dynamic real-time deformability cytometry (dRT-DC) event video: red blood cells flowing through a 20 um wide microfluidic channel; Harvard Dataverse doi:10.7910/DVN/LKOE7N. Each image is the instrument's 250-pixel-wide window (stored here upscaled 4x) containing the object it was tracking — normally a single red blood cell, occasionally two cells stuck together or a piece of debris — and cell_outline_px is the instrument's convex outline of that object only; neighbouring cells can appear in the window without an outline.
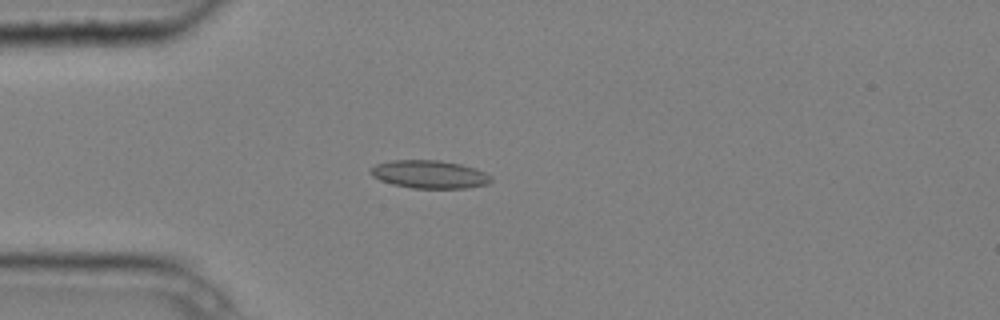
{"species": "common noctule bat (a hibernating species)", "species_latin": "Nyctalus noctula", "temperature_condition": "cold", "stored_images_in_passage": 4, "camera_frame_rate_fps": 3000, "um_per_image_px": 0.085, "animal": {"sex": "male", "body_mass_g": 20.4}, "frame": {"image": 1, "passage_image": 4, "time_ms": 1.0, "image_size_px": [1000, 320], "cell_outline_px": [[492, 180], [488, 184], [464, 188], [412, 188], [392, 184], [380, 180], [372, 176], [368, 172], [376, 164], [392, 160], [440, 160], [460, 164], [476, 168], [492, 176]], "centroid_in_image_um": [36.5, 14.82], "position_along_channel_um": 48.5, "area_um2": 19.71}}